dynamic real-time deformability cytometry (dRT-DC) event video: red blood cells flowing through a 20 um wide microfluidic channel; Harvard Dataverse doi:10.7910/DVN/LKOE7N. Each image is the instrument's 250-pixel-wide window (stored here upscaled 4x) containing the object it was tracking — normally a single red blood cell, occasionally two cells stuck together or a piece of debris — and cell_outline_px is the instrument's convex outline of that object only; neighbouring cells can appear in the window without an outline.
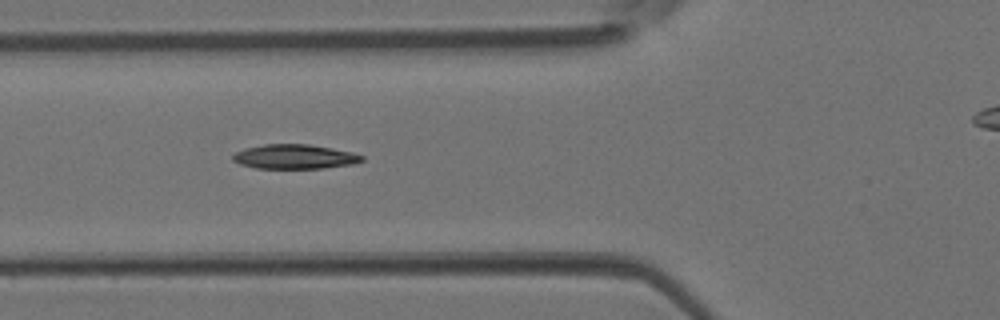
{"species": "Egyptian fruit bat (a non-hibernating species)", "species_latin": "Rousettus aegyptiacus", "temperature_condition": "room temperature", "stored_images_in_passage": 45, "camera_frame_rate_fps": 3000, "um_per_image_px": 0.085, "animal": {"sex": "female"}, "frame": {"image": 1, "passage_image": 16, "time_ms": 5.0, "image_size_px": [1000, 320], "cell_outline_px": [[364, 160], [352, 164], [324, 168], [256, 168], [240, 164], [232, 160], [232, 156], [236, 152], [244, 148], [264, 144], [308, 144], [332, 148], [352, 152], [364, 156]], "centroid_in_image_um": [25.03, 13.31], "position_along_channel_um": 100.8, "area_um2": 18.38}}
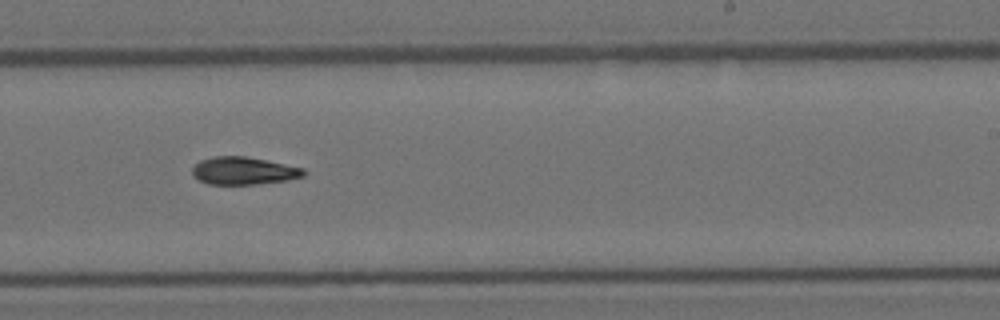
{"frame": {"image": 2, "passage_image": 27, "time_ms": 8.667, "image_size_px": [1000, 320], "cell_outline_px": [[304, 176], [288, 180], [256, 184], [208, 184], [196, 180], [192, 176], [192, 168], [200, 160], [212, 156], [244, 156], [304, 168]], "centroid_in_image_um": [20.65, 14.52], "position_along_channel_um": 268.4, "area_um2": 17.92}}
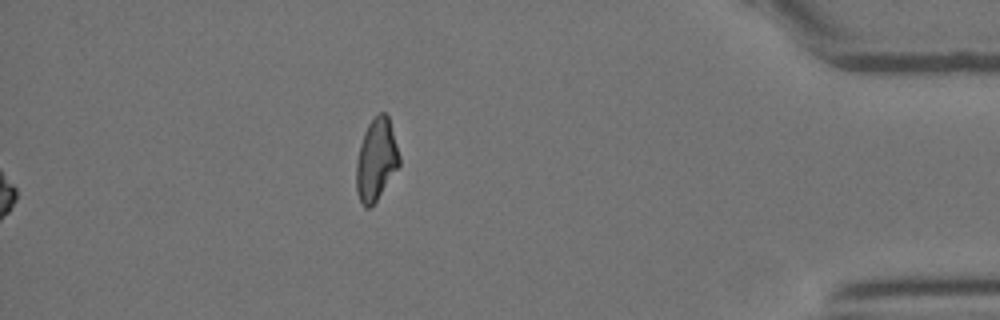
{"frame": {"image": 3, "passage_image": 45, "time_ms": 14.667, "image_size_px": [1000, 320], "cell_outline_px": [[400, 164], [376, 200], [368, 208], [364, 208], [356, 192], [356, 160], [360, 144], [364, 132], [372, 116], [380, 112], [384, 112], [388, 116], [400, 156]], "centroid_in_image_um": [31.96, 13.54], "position_along_channel_um": 403.2, "area_um2": 20.46}}